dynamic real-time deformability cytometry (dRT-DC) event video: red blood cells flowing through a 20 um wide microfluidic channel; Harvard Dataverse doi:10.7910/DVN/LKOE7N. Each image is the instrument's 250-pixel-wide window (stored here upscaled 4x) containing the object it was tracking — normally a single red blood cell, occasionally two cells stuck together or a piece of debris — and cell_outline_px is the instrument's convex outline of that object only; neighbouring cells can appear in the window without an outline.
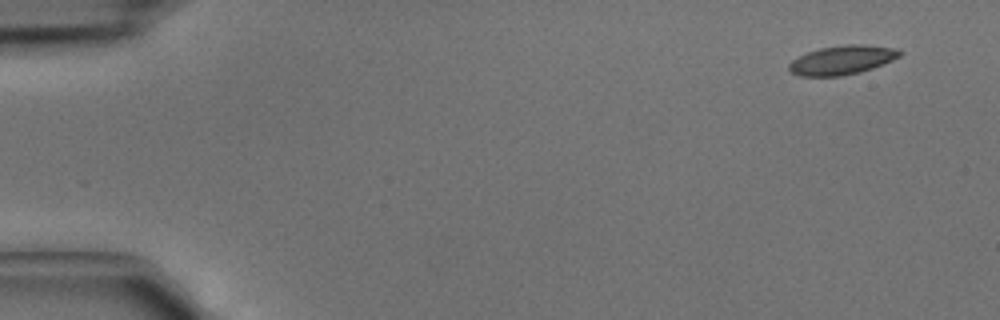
{"species": "common noctule bat (a hibernating species)", "species_latin": "Nyctalus noctula", "temperature_condition": "cold", "stored_images_in_passage": 4, "camera_frame_rate_fps": 3000, "um_per_image_px": 0.085, "animal": {"sex": "male", "body_mass_g": 15.6}, "frame": {"image": 1, "passage_image": 1, "time_ms": 0.0, "image_size_px": [1000, 320], "cell_outline_px": [[904, 52], [900, 56], [892, 60], [872, 68], [860, 72], [840, 76], [800, 76], [792, 72], [788, 68], [788, 64], [792, 60], [808, 52], [820, 48], [844, 44], [860, 44], [900, 48]], "centroid_in_image_um": [71.62, 5.09], "position_along_channel_um": 13.4, "area_um2": 18.79}}